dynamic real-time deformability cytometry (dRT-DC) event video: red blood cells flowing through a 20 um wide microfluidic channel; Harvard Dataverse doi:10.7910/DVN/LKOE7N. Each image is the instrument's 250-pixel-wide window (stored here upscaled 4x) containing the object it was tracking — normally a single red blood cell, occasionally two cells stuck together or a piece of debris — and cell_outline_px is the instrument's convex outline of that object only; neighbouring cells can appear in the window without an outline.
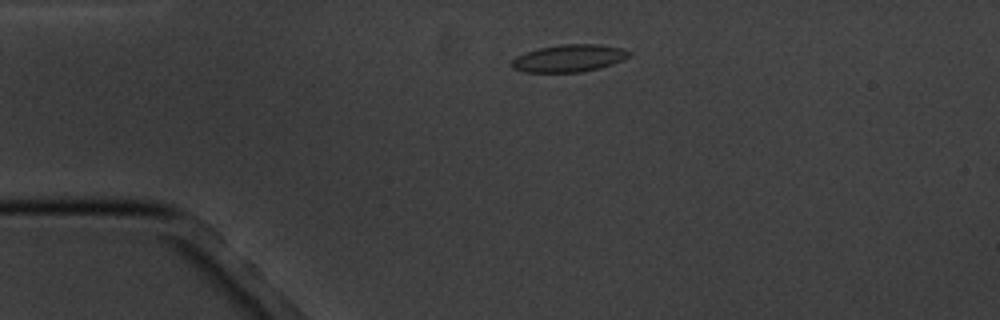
{"species": "common noctule bat (a hibernating species)", "species_latin": "Nyctalus noctula", "temperature_condition": "cold", "stored_images_in_passage": 3, "camera_frame_rate_fps": 3000, "um_per_image_px": 0.085, "animal": {"sex": "male", "body_mass_g": 20.1, "forearm_length_mm": 53.5}, "frame": {"image": 1, "passage_image": 2, "time_ms": 1.333, "image_size_px": [1000, 320], "cell_outline_px": [[632, 56], [624, 60], [600, 68], [580, 72], [524, 72], [512, 68], [512, 60], [516, 56], [540, 48], [560, 44], [596, 44], [620, 48], [632, 52]], "centroid_in_image_um": [48.4, 4.95], "position_along_channel_um": 36.6, "area_um2": 18.67}}